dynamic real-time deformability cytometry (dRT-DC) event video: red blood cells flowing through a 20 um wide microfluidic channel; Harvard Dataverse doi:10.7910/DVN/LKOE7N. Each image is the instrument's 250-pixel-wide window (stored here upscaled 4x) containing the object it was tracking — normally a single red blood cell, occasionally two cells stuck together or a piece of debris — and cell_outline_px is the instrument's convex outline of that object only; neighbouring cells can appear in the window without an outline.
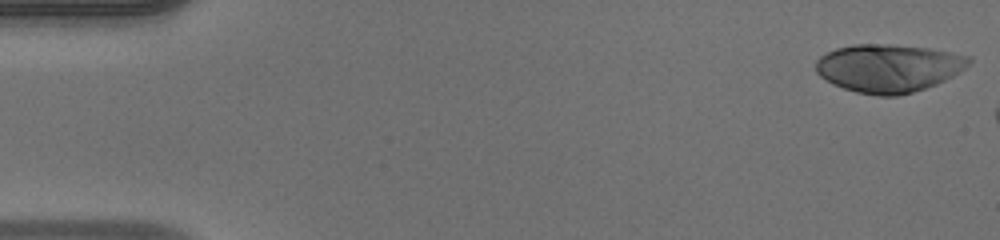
{"species": "human", "species_latin": "Homo sapiens", "temperature_condition": "warm", "stored_images_in_passage": 46, "camera_frame_rate_fps": 3000, "um_per_image_px": 0.085, "donor": {"sex": "male"}, "frame": {"image": 1, "passage_image": 1, "time_ms": 0.0, "image_size_px": [1000, 240], "cell_outline_px": [[972, 60], [964, 68], [952, 76], [936, 84], [912, 92], [896, 96], [880, 96], [856, 92], [832, 84], [820, 76], [816, 72], [816, 60], [820, 56], [836, 48], [852, 44], [892, 44], [928, 48], [972, 56]], "centroid_in_image_um": [75.51, 5.78], "position_along_channel_um": 9.5, "area_um2": 42.83}}
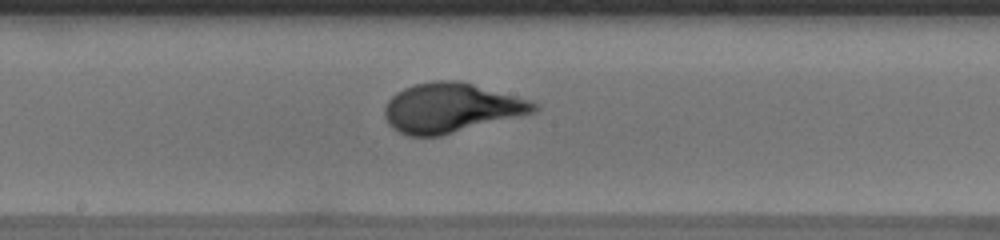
{"frame": {"image": 2, "passage_image": 26, "time_ms": 8.333, "image_size_px": [1000, 240], "cell_outline_px": [[540, 108], [536, 112], [440, 136], [408, 136], [392, 128], [388, 124], [384, 116], [384, 108], [388, 100], [396, 92], [404, 88], [416, 84], [436, 80], [460, 80], [528, 100], [536, 104]], "centroid_in_image_um": [38.3, 9.17], "position_along_channel_um": 209.9, "area_um2": 42.89}}
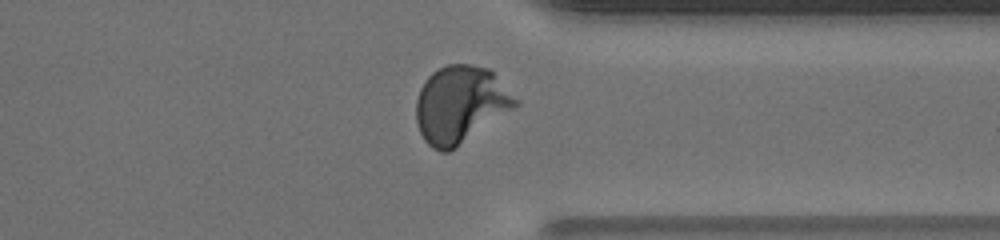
{"frame": {"image": 3, "passage_image": 38, "time_ms": 12.333, "image_size_px": [1000, 240], "cell_outline_px": [[520, 104], [516, 108], [456, 148], [448, 152], [440, 152], [432, 148], [424, 140], [420, 132], [416, 120], [416, 100], [420, 88], [424, 80], [432, 72], [448, 64], [472, 64], [488, 68], [520, 100]], "centroid_in_image_um": [39.15, 8.89], "position_along_channel_um": 372.3, "area_um2": 45.03}, "authors_computed_cell_mechanics": {"area_um2": 41.3559, "velocity_mm_per_s": 4.1299, "shape_relaxation_time_tau1_ms": 4.2385, "shape_relaxation_time_tau2_ms": null, "deformation_change_tau1": 0.246, "deformation_change_tau2": null}}